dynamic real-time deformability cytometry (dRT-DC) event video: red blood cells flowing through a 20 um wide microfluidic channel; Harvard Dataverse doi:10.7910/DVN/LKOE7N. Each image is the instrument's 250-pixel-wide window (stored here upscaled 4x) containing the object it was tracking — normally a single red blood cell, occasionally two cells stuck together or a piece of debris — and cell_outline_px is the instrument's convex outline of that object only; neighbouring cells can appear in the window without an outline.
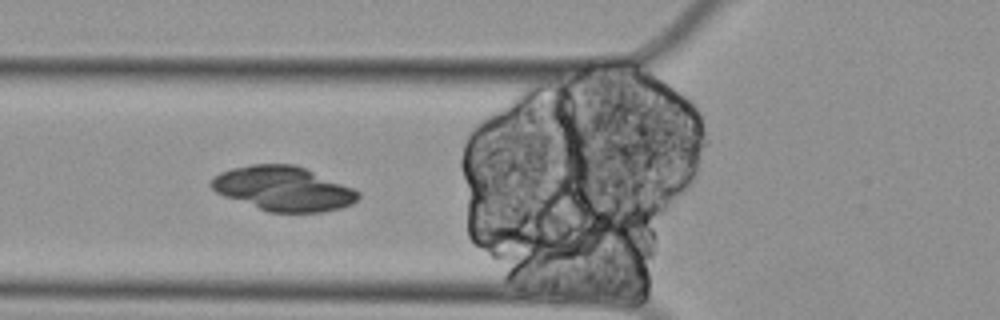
{"species": "Egyptian fruit bat (a non-hibernating species)", "species_latin": "Rousettus aegyptiacus", "temperature_condition": "cold", "stored_images_in_passage": 27, "camera_frame_rate_fps": 3000, "um_per_image_px": 0.085, "animal": {"sex": "female"}, "frame": {"image": 1, "passage_image": 17, "time_ms": 5.333, "image_size_px": [1000, 320], "cell_outline_px": [[360, 196], [352, 204], [340, 208], [324, 212], [268, 212], [224, 196], [216, 192], [208, 184], [220, 172], [232, 168], [252, 164], [292, 164], [304, 168], [352, 188], [360, 192]], "centroid_in_image_um": [24.06, 16.04], "position_along_channel_um": 101.7, "area_um2": 37.74}}